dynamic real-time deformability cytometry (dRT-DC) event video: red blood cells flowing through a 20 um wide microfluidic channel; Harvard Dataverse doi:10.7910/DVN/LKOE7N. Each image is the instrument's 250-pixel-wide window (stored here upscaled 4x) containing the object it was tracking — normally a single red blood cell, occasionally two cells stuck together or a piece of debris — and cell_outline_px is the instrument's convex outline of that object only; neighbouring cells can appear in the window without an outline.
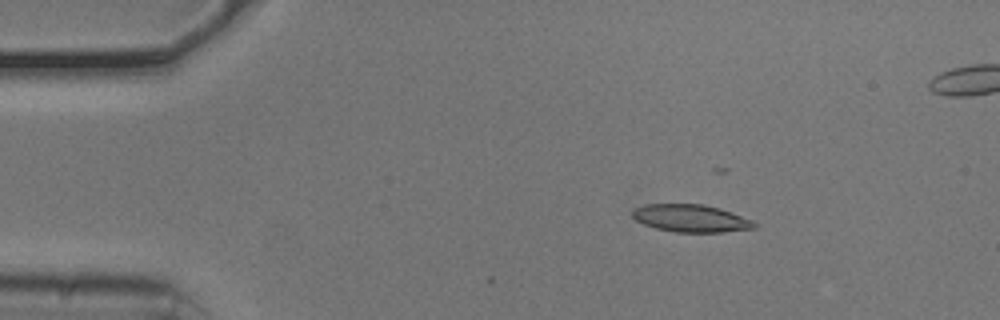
{"species": "common noctule bat (a hibernating species)", "species_latin": "Nyctalus noctula", "temperature_condition": "cold", "stored_images_in_passage": 55, "segment_of_instrument_passage": [1, 2], "camera_frame_rate_fps": 3000, "um_per_image_px": 0.085, "animal": {"sex": "male", "body_mass_g": 20.5, "forearm_length_mm": 52.5}, "frame": {"image": 1, "passage_image": 9, "time_ms": 2.667, "image_size_px": [1000, 320], "cell_outline_px": [[756, 228], [724, 232], [676, 232], [656, 228], [644, 224], [636, 220], [632, 216], [632, 208], [644, 204], [704, 204], [720, 208], [752, 220], [756, 224]], "centroid_in_image_um": [58.7, 18.55], "position_along_channel_um": 26.3, "area_um2": 19.59}}
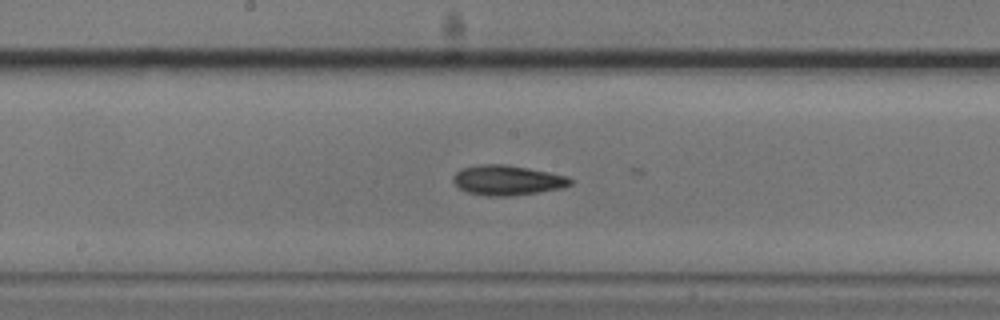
{"frame": {"image": 2, "passage_image": 28, "time_ms": 9.0, "image_size_px": [1000, 320], "cell_outline_px": [[572, 184], [564, 188], [512, 196], [484, 196], [468, 192], [460, 188], [452, 180], [452, 176], [456, 172], [464, 168], [476, 164], [504, 164], [528, 168], [568, 176], [572, 180]], "centroid_in_image_um": [43.13, 15.32], "position_along_channel_um": 205.1, "area_um2": 20.52}}
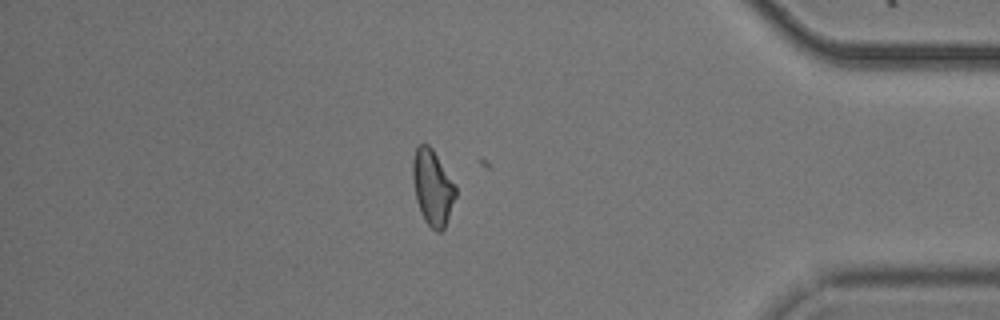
{"frame": {"image": 3, "passage_image": 46, "time_ms": 15.0, "image_size_px": [1000, 320], "cell_outline_px": [[456, 196], [444, 228], [440, 232], [436, 232], [424, 220], [416, 200], [412, 180], [412, 160], [416, 148], [420, 144], [428, 144], [432, 148], [456, 184]], "centroid_in_image_um": [36.76, 15.92], "position_along_channel_um": 398.4, "area_um2": 18.96}}